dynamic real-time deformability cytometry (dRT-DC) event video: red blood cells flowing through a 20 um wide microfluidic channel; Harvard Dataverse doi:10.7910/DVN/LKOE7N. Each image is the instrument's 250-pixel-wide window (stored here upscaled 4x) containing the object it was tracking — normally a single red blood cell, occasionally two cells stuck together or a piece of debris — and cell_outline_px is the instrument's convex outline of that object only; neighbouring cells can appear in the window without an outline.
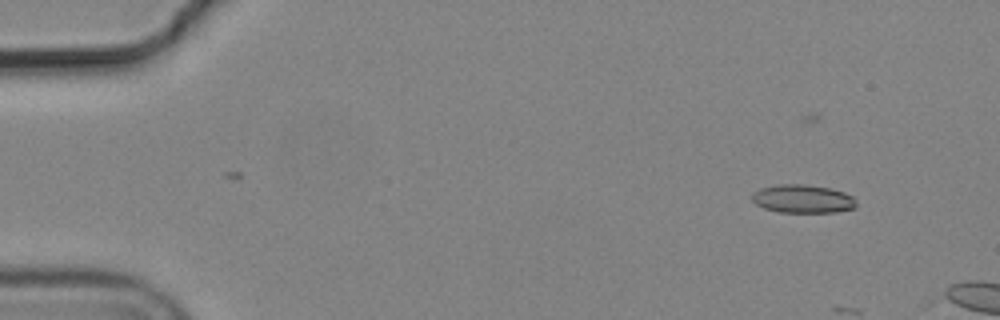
{"species": "common noctule bat (a hibernating species)", "species_latin": "Nyctalus noctula", "temperature_condition": "cold", "stored_images_in_passage": 3, "camera_frame_rate_fps": 3000, "um_per_image_px": 0.085, "animal": {"sex": "male", "body_mass_g": 19.2, "forearm_length_mm": 51.8}, "frame": {"image": 1, "passage_image": 1, "time_ms": 0.0, "image_size_px": [1000, 320], "cell_outline_px": [[856, 208], [836, 212], [780, 212], [764, 208], [756, 204], [752, 200], [752, 192], [760, 188], [776, 184], [804, 184], [828, 188], [844, 192], [852, 196], [856, 200]], "centroid_in_image_um": [68.22, 16.9], "position_along_channel_um": 16.8, "area_um2": 17.28}}